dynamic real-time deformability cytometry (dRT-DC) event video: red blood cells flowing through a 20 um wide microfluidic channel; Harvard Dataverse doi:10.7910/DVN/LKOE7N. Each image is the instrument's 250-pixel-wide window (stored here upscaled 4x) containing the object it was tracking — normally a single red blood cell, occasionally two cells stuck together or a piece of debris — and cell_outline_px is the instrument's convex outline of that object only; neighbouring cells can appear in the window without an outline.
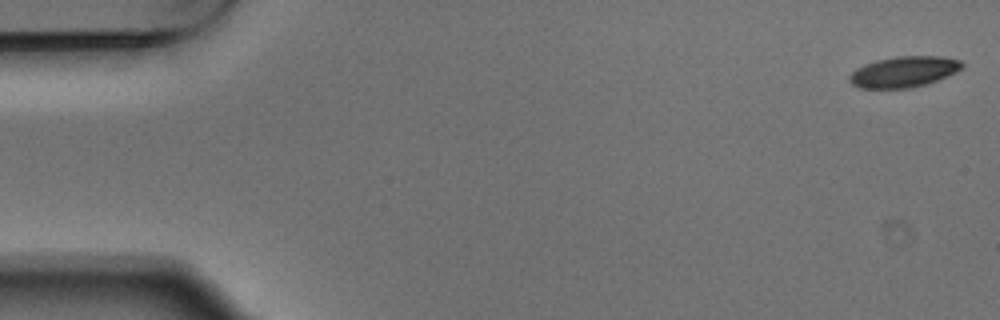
{"species": "Egyptian fruit bat (a non-hibernating species)", "species_latin": "Rousettus aegyptiacus", "temperature_condition": "warm", "stored_images_in_passage": 5, "camera_frame_rate_fps": 3000, "um_per_image_px": 0.085, "animal": {"sex": "male"}, "frame": {"image": 1, "passage_image": 1, "time_ms": 0.0, "image_size_px": [1000, 320], "cell_outline_px": [[964, 64], [956, 72], [936, 80], [912, 88], [860, 88], [852, 84], [848, 80], [848, 76], [856, 68], [864, 64], [876, 60], [896, 56], [940, 56], [960, 60]], "centroid_in_image_um": [76.78, 6.09], "position_along_channel_um": 8.2, "area_um2": 20.17}}
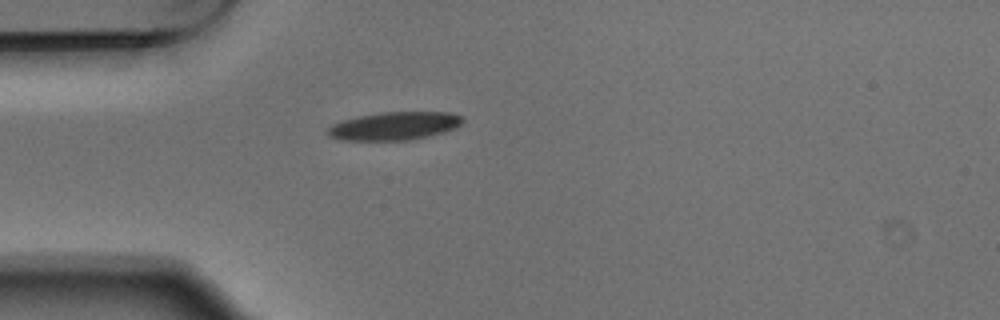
{"frame": {"image": 2, "passage_image": 5, "time_ms": 1.333, "image_size_px": [1000, 320], "cell_outline_px": [[464, 120], [456, 128], [444, 132], [412, 140], [344, 140], [328, 136], [324, 132], [332, 124], [344, 120], [360, 116], [384, 112], [448, 112], [464, 116]], "centroid_in_image_um": [33.54, 10.71], "position_along_channel_um": 51.5, "area_um2": 22.14}}